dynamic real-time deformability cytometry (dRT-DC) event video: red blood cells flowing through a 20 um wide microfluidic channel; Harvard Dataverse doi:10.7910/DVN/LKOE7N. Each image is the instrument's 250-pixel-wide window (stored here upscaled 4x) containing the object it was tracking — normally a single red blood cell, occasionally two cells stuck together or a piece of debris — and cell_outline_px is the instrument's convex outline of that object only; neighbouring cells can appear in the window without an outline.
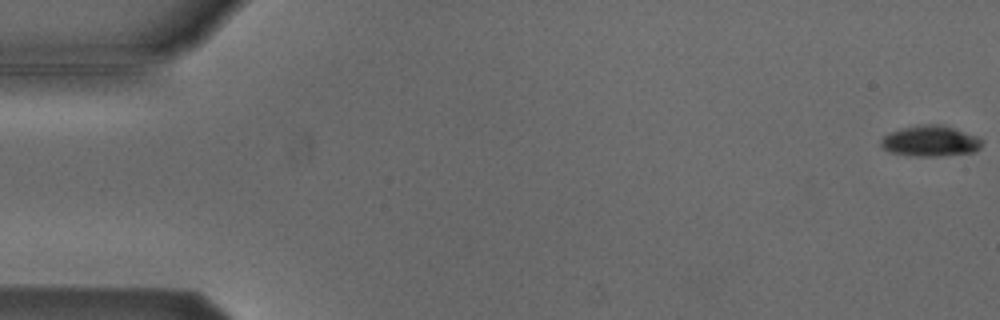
{"species": "Egyptian fruit bat (a non-hibernating species)", "species_latin": "Rousettus aegyptiacus", "temperature_condition": "cold", "stored_images_in_passage": 12, "camera_frame_rate_fps": 3000, "um_per_image_px": 0.085, "animal": {"sex": "male"}, "frame": {"image": 1, "passage_image": 1, "time_ms": 0.0, "image_size_px": [1000, 320], "cell_outline_px": [[984, 140], [980, 148], [976, 152], [940, 156], [908, 156], [888, 152], [880, 148], [880, 140], [884, 136], [892, 132], [904, 128], [928, 124], [940, 124], [976, 136]], "centroid_in_image_um": [79.07, 12.02], "position_along_channel_um": 5.9, "area_um2": 18.15}}